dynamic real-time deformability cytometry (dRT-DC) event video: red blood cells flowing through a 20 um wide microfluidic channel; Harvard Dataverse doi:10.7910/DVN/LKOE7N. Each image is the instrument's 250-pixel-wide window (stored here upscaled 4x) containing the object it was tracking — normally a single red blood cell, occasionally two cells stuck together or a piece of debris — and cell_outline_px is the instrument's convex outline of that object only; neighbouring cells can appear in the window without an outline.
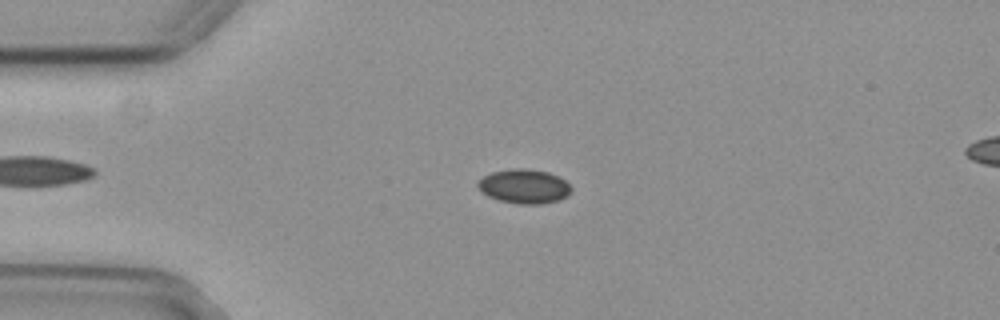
{"species": "common noctule bat (a hibernating species)", "species_latin": "Nyctalus noctula", "temperature_condition": "cold", "stored_images_in_passage": 55, "camera_frame_rate_fps": 3000, "um_per_image_px": 0.085, "animal": {"sex": "female", "body_mass_g": 29.2, "forearm_length_mm": 56.3}, "frame": {"image": 1, "passage_image": 13, "time_ms": 4.0, "image_size_px": [1000, 320], "cell_outline_px": [[572, 188], [568, 196], [560, 200], [540, 204], [516, 204], [500, 200], [488, 196], [476, 184], [484, 176], [492, 172], [512, 168], [524, 168], [548, 172], [564, 180]], "centroid_in_image_um": [44.57, 15.84], "position_along_channel_um": 40.4, "area_um2": 18.5}}
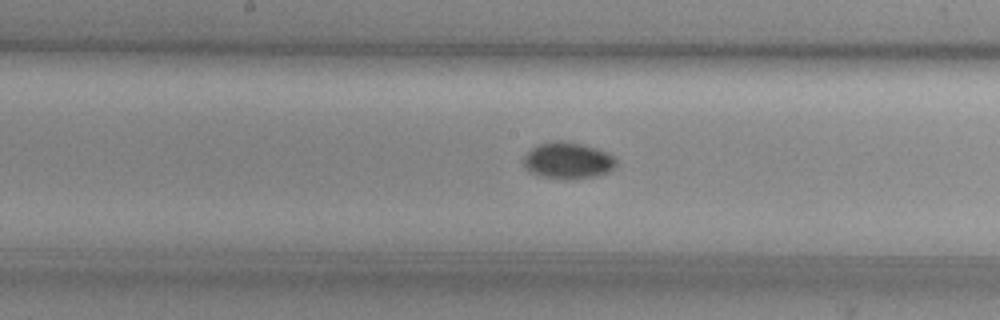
{"frame": {"image": 2, "passage_image": 28, "time_ms": 9.0, "image_size_px": [1000, 320], "cell_outline_px": [[616, 164], [608, 172], [600, 176], [572, 180], [564, 180], [544, 176], [528, 172], [524, 168], [520, 160], [532, 148], [540, 144], [556, 140], [564, 140], [596, 148], [608, 152], [616, 160]], "centroid_in_image_um": [48.24, 13.67], "position_along_channel_um": 200.0, "area_um2": 20.06}}
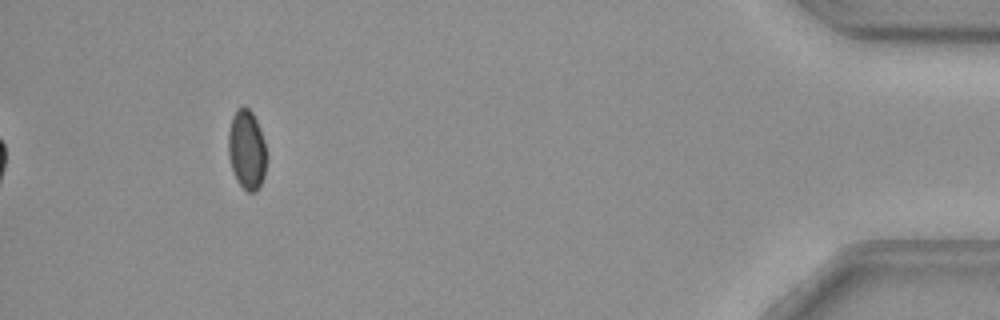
{"frame": {"image": 3, "passage_image": 51, "time_ms": 16.667, "image_size_px": [1000, 320], "cell_outline_px": [[264, 176], [256, 192], [248, 192], [236, 180], [228, 156], [228, 132], [232, 116], [236, 108], [244, 104], [252, 112], [256, 120], [264, 140]], "centroid_in_image_um": [20.93, 12.68], "position_along_channel_um": 414.3, "area_um2": 17.51}, "authors_computed_cell_mechanics": {"area_um2": 18.0914, "velocity_mm_per_s": 3.7171, "shape_relaxation_time_tau1_ms": 4.7266, "shape_relaxation_time_tau2_ms": null, "deformation_change_tau1": 0.0464, "deformation_change_tau2": null}}